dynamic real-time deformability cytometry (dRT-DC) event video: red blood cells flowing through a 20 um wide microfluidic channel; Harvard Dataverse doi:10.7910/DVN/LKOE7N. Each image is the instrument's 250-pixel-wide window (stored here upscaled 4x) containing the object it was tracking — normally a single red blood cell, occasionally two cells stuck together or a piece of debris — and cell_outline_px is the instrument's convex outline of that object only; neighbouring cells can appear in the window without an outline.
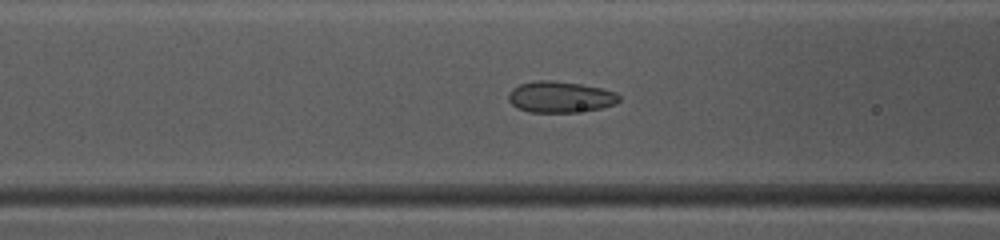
{"species": "common noctule bat (a hibernating species)", "species_latin": "Nyctalus noctula", "temperature_condition": "warm", "stored_images_in_passage": 47, "camera_frame_rate_fps": 3000, "um_per_image_px": 0.085, "animal": {"sex": "female", "body_mass_g": 10.0, "forearm_length_mm": 53.1}, "frame": {"image": 1, "passage_image": 18, "time_ms": 5.667, "image_size_px": [1000, 240], "cell_outline_px": [[620, 100], [616, 104], [600, 108], [572, 112], [532, 112], [516, 108], [508, 100], [508, 92], [512, 88], [520, 84], [536, 80], [552, 80], [580, 84], [600, 88], [616, 92], [620, 96]], "centroid_in_image_um": [47.6, 8.23], "position_along_channel_um": 119.0, "area_um2": 20.11}}
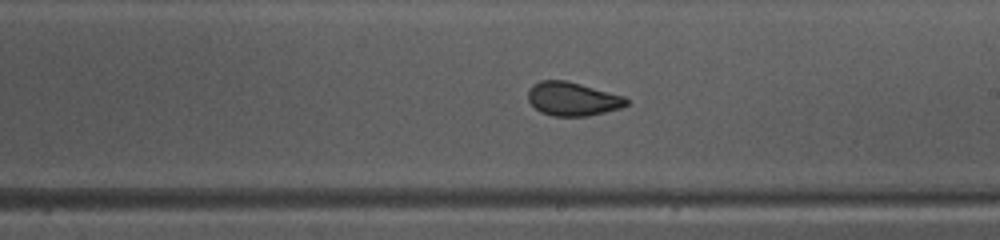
{"frame": {"image": 2, "passage_image": 27, "time_ms": 8.667, "image_size_px": [1000, 240], "cell_outline_px": [[628, 104], [620, 108], [588, 116], [552, 116], [540, 112], [528, 100], [528, 92], [532, 84], [540, 80], [564, 80], [580, 84], [624, 96], [628, 100]], "centroid_in_image_um": [48.65, 8.41], "position_along_channel_um": 240.4, "area_um2": 19.19}}
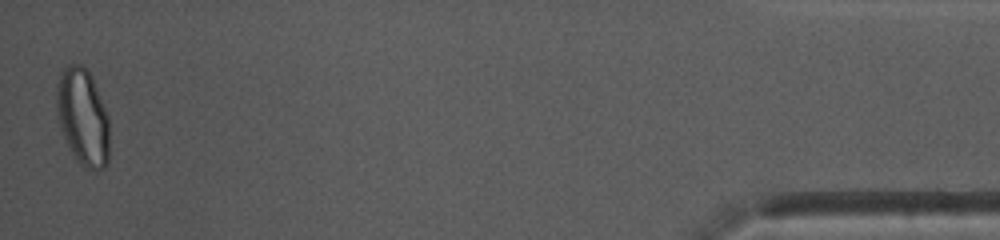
{"frame": {"image": 3, "passage_image": 47, "time_ms": 15.333, "image_size_px": [1000, 240], "cell_outline_px": [[108, 164], [104, 168], [92, 172], [84, 168], [80, 164], [72, 152], [60, 128], [56, 112], [56, 84], [60, 72], [68, 64], [80, 64], [92, 76], [108, 116]], "centroid_in_image_um": [7.02, 9.96], "position_along_channel_um": 428.2, "area_um2": 30.0}, "authors_computed_cell_mechanics": {"area_um2": 21.0392, "velocity_mm_per_s": 4.0445, "shape_relaxation_time_tau1_ms": 3.5804, "shape_relaxation_time_tau2_ms": 0.9393, "deformation_change_tau1": 0.1089, "deformation_change_tau2": 0.0518}}